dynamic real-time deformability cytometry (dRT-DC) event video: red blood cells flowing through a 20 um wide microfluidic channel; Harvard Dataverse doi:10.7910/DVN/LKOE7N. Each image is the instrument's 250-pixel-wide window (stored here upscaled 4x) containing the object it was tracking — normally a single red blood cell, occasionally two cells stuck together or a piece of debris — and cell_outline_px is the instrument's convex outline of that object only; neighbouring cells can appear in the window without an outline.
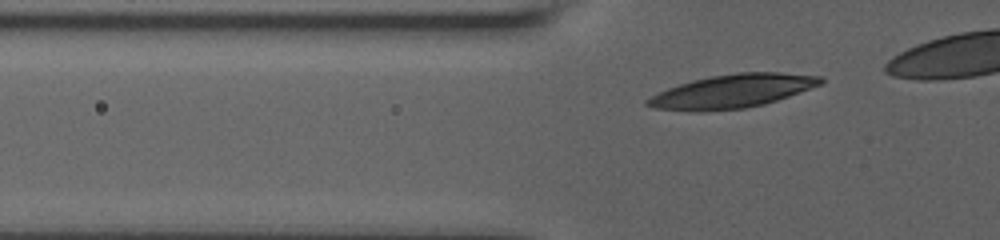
{"species": "human", "species_latin": "Homo sapiens", "temperature_condition": "room temperature", "stored_images_in_passage": 11, "camera_frame_rate_fps": 3000, "um_per_image_px": 0.085, "donor": {"sex": "male"}, "frame": {"image": 1, "passage_image": 2, "time_ms": 0.333, "image_size_px": [1000, 240], "cell_outline_px": [[824, 80], [820, 84], [788, 96], [764, 104], [744, 108], [700, 112], [696, 112], [656, 108], [644, 104], [644, 100], [668, 88], [692, 80], [712, 76], [736, 72], [780, 72], [824, 76]], "centroid_in_image_um": [62.23, 7.75], "position_along_channel_um": 63.6, "area_um2": 33.64}}
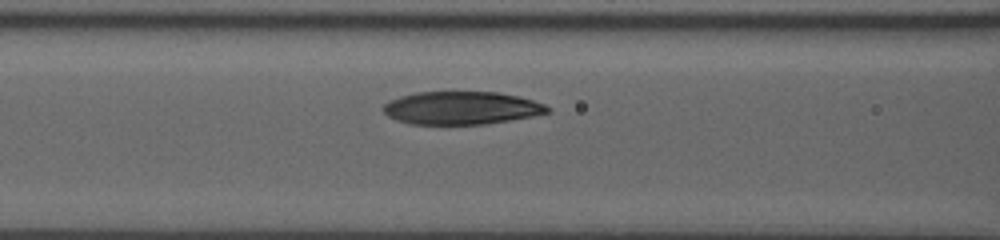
{"frame": {"image": 2, "passage_image": 7, "time_ms": 2.333, "image_size_px": [1000, 240], "cell_outline_px": [[552, 112], [532, 116], [484, 124], [408, 124], [396, 120], [388, 116], [384, 112], [384, 104], [400, 96], [416, 92], [496, 92], [516, 96], [532, 100], [544, 104], [552, 108]], "centroid_in_image_um": [39.23, 9.18], "position_along_channel_um": 127.4, "area_um2": 31.39}}
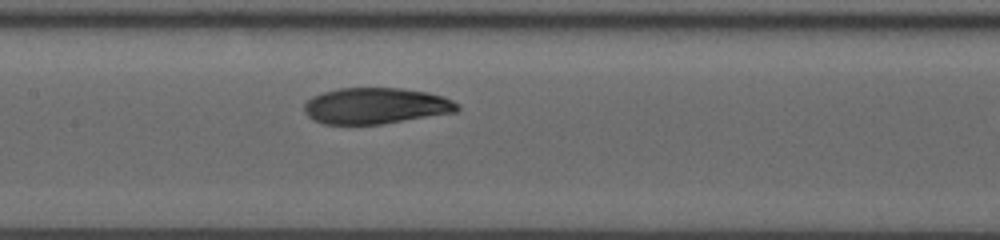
{"frame": {"image": 3, "passage_image": 10, "time_ms": 3.667, "image_size_px": [1000, 240], "cell_outline_px": [[460, 108], [456, 112], [380, 124], [324, 124], [312, 120], [304, 112], [304, 104], [312, 96], [324, 92], [340, 88], [400, 88], [428, 92], [444, 96], [460, 104]], "centroid_in_image_um": [31.95, 8.99], "position_along_channel_um": 175.5, "area_um2": 32.31}}